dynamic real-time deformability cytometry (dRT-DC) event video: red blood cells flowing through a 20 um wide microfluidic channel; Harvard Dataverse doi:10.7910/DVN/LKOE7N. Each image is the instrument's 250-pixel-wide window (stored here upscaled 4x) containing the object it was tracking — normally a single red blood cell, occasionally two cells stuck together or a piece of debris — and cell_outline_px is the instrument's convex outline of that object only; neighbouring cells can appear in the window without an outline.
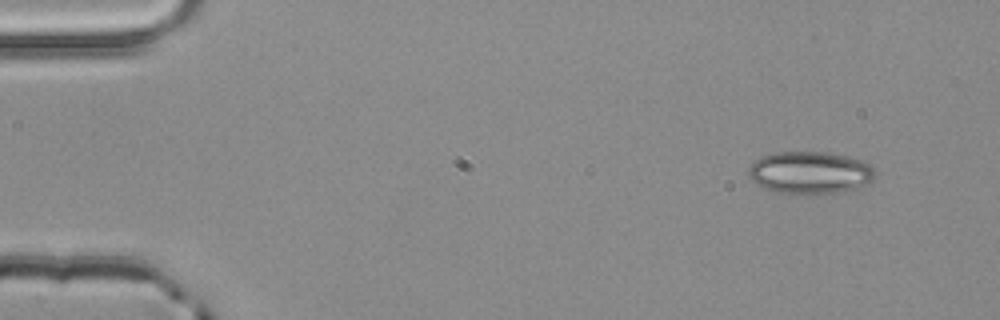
{"species": "common noctule bat (a hibernating species)", "species_latin": "Nyctalus noctula", "temperature_condition": "room temperature", "stored_images_in_passage": 3, "camera_frame_rate_fps": 3000, "um_per_image_px": 0.085, "animal": {"sex": "male", "body_mass_g": 20.4}, "frame": {"image": 1, "passage_image": 1, "time_ms": 0.0, "image_size_px": [1000, 320], "cell_outline_px": [[876, 176], [872, 180], [856, 188], [836, 192], [776, 192], [764, 188], [756, 184], [748, 176], [748, 168], [760, 156], [776, 152], [828, 152], [864, 160], [876, 172]], "centroid_in_image_um": [68.83, 14.64], "position_along_channel_um": 16.2, "area_um2": 30.81}}